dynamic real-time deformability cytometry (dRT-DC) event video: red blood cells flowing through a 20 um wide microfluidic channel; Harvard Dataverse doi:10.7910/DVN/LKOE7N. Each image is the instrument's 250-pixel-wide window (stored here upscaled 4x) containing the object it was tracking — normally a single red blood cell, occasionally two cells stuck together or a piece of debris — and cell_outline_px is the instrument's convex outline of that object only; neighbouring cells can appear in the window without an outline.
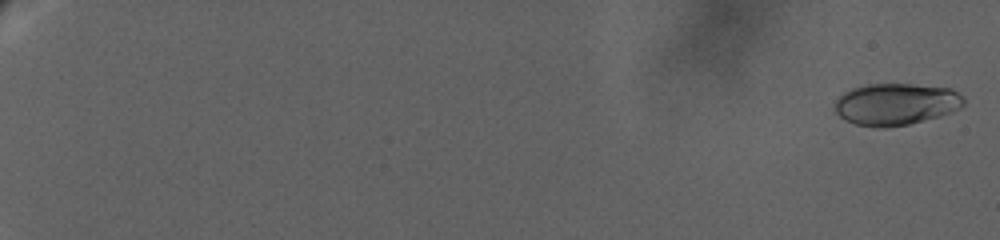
{"species": "human", "species_latin": "Homo sapiens", "temperature_condition": "warm", "stored_images_in_passage": 79, "camera_frame_rate_fps": 3000, "um_per_image_px": 0.085, "donor": {"sex": "female"}, "frame": {"image": 1, "passage_image": 2, "time_ms": 0.333, "image_size_px": [1000, 240], "cell_outline_px": [[964, 104], [960, 108], [952, 112], [940, 116], [908, 124], [884, 128], [876, 128], [856, 124], [844, 120], [836, 112], [836, 100], [844, 92], [852, 88], [868, 84], [912, 84], [952, 88], [964, 96]], "centroid_in_image_um": [76.18, 8.85], "position_along_channel_um": 8.8, "area_um2": 31.56}}
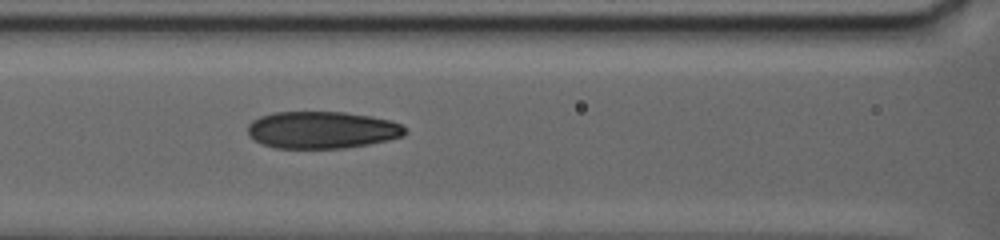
{"frame": {"image": 2, "passage_image": 43, "time_ms": 14.333, "image_size_px": [1000, 240], "cell_outline_px": [[408, 132], [404, 136], [388, 140], [368, 144], [344, 148], [276, 148], [260, 144], [248, 136], [248, 124], [252, 120], [260, 116], [272, 112], [344, 112], [372, 116], [392, 120], [400, 124]], "centroid_in_image_um": [27.35, 11.04], "position_along_channel_um": 139.2, "area_um2": 34.33}}
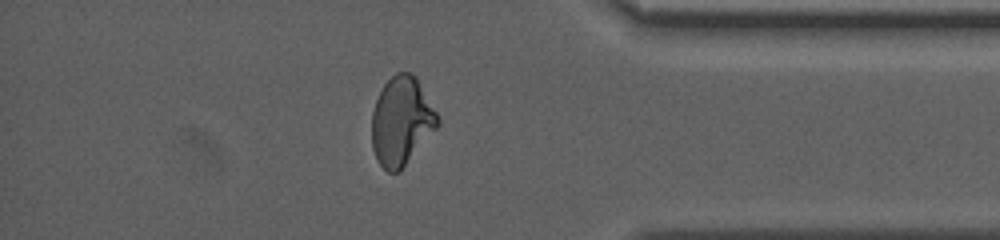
{"frame": {"image": 3, "passage_image": 69, "time_ms": 24.333, "image_size_px": [1000, 240], "cell_outline_px": [[440, 124], [400, 172], [388, 172], [380, 164], [372, 148], [372, 112], [376, 100], [384, 84], [396, 72], [412, 72], [416, 76], [436, 112], [440, 120]], "centroid_in_image_um": [34.13, 10.3], "position_along_channel_um": 401.1, "area_um2": 33.87}, "authors_computed_cell_mechanics": {"area_um2": 33.1194, "velocity_mm_per_s": 2.7474, "shape_relaxation_time_tau1_ms": 10.3678, "shape_relaxation_time_tau2_ms": 1.4447, "deformation_change_tau1": 0.2294, "deformation_change_tau2": 0.0586}}